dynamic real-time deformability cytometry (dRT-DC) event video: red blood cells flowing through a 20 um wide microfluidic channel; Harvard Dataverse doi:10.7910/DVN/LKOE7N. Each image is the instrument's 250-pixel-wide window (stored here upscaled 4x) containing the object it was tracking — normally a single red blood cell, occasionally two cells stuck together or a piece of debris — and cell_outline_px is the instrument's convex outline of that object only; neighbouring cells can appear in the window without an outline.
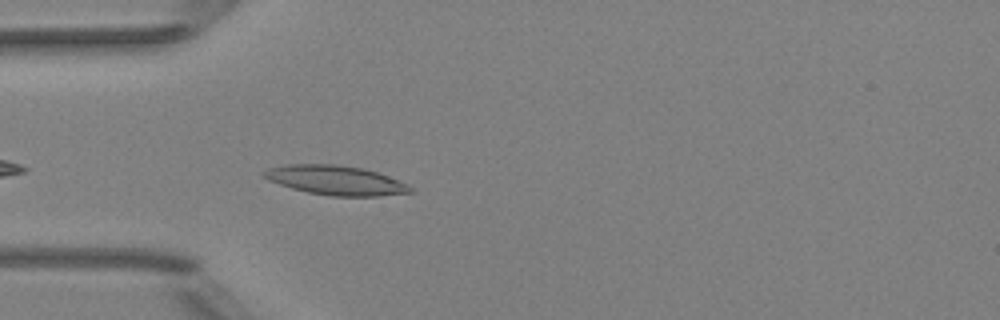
{"species": "Egyptian fruit bat (a non-hibernating species)", "species_latin": "Rousettus aegyptiacus", "temperature_condition": "room temperature", "stored_images_in_passage": 9, "camera_frame_rate_fps": 3000, "um_per_image_px": 0.085, "animal": {"sex": "female"}, "frame": {"image": 1, "passage_image": 3, "time_ms": 0.667, "image_size_px": [1000, 320], "cell_outline_px": [[416, 192], [376, 196], [332, 196], [308, 192], [292, 188], [268, 180], [260, 172], [268, 168], [284, 164], [336, 164], [364, 168], [388, 176], [408, 184]], "centroid_in_image_um": [28.53, 15.31], "position_along_channel_um": 56.5, "area_um2": 25.14}}
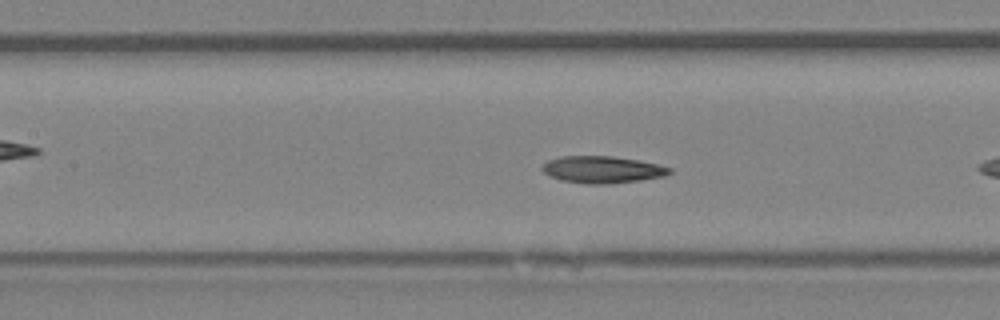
{"frame": {"image": 2, "passage_image": 8, "time_ms": 2.333, "image_size_px": [1000, 320], "cell_outline_px": [[672, 172], [664, 176], [640, 180], [608, 184], [588, 184], [560, 180], [548, 176], [540, 168], [548, 160], [560, 156], [612, 156], [636, 160], [656, 164], [672, 168]], "centroid_in_image_um": [51.16, 14.42], "position_along_channel_um": 156.2, "area_um2": 20.0}}